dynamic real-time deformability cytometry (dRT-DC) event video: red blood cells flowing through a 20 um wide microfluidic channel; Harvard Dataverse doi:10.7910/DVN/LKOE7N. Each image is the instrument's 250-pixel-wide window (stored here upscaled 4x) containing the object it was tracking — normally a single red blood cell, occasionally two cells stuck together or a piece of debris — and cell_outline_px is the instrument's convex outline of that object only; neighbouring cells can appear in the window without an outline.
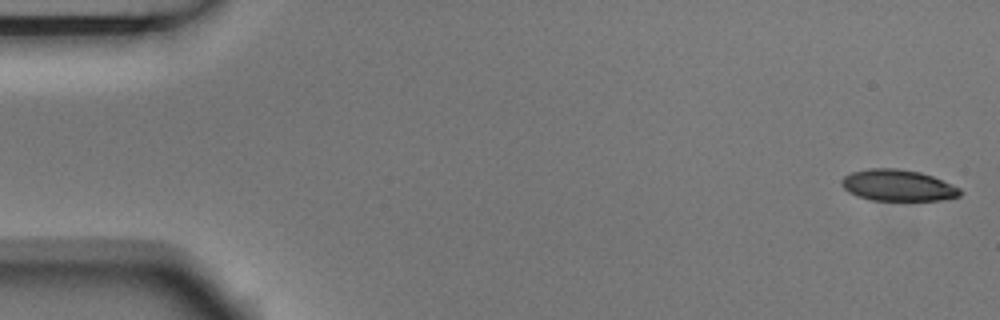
{"species": "Egyptian fruit bat (a non-hibernating species)", "species_latin": "Rousettus aegyptiacus", "temperature_condition": "room temperature", "stored_images_in_passage": 4, "camera_frame_rate_fps": 3000, "um_per_image_px": 0.085, "animal": {"sex": "male"}, "frame": {"image": 1, "passage_image": 1, "time_ms": 0.0, "image_size_px": [1000, 320], "cell_outline_px": [[964, 192], [960, 196], [940, 200], [872, 200], [856, 196], [848, 192], [840, 184], [840, 180], [844, 176], [852, 172], [868, 168], [896, 168], [920, 172], [932, 176], [960, 188]], "centroid_in_image_um": [76.29, 15.75], "position_along_channel_um": 8.7, "area_um2": 21.73}}
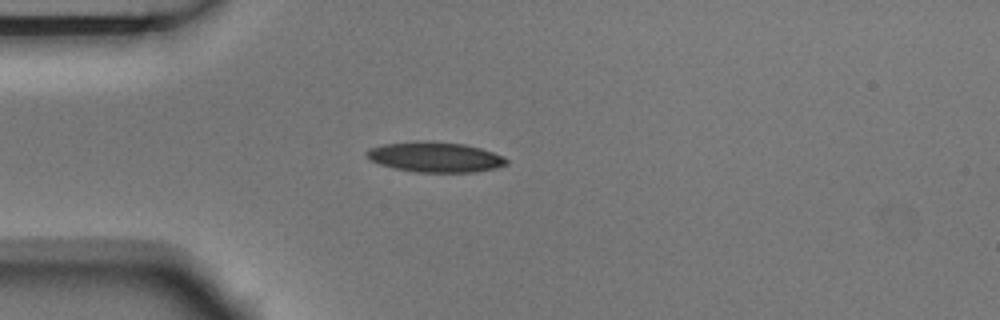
{"frame": {"image": 2, "passage_image": 4, "time_ms": 1.0, "image_size_px": [1000, 320], "cell_outline_px": [[508, 164], [496, 168], [472, 172], [416, 172], [392, 168], [368, 160], [364, 156], [364, 152], [368, 148], [384, 144], [464, 144], [480, 148], [504, 156], [508, 160]], "centroid_in_image_um": [36.98, 13.41], "position_along_channel_um": 48.0, "area_um2": 23.7}}